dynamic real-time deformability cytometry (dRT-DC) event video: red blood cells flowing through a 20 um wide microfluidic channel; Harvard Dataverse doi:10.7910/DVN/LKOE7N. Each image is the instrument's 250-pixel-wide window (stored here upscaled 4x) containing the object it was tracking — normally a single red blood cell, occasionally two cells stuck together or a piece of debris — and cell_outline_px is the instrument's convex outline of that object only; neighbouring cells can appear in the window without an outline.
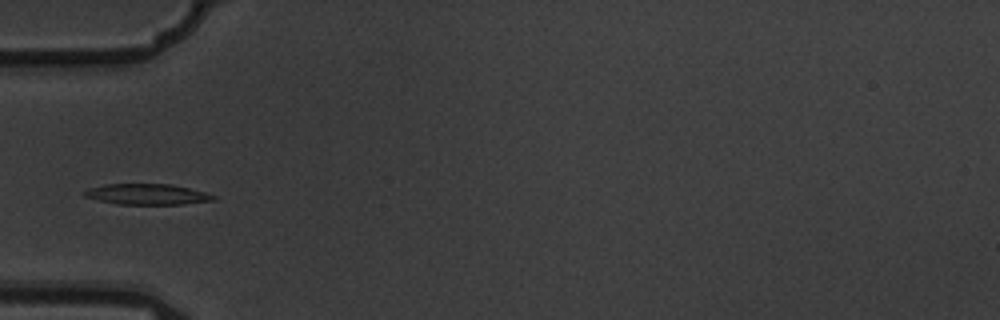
{"species": "common noctule bat (a hibernating species)", "species_latin": "Nyctalus noctula", "temperature_condition": "warm", "stored_images_in_passage": 7, "camera_frame_rate_fps": 3000, "um_per_image_px": 0.085, "animal": {"sex": "male", "body_mass_g": 19.5, "forearm_length_mm": 54.6}, "frame": {"image": 1, "passage_image": 4, "time_ms": 1.0, "image_size_px": [1000, 320], "cell_outline_px": [[216, 200], [180, 204], [116, 204], [84, 196], [80, 192], [88, 188], [104, 184], [172, 184], [204, 192], [216, 196]], "centroid_in_image_um": [12.46, 16.5], "position_along_channel_um": 72.5, "area_um2": 15.55}}
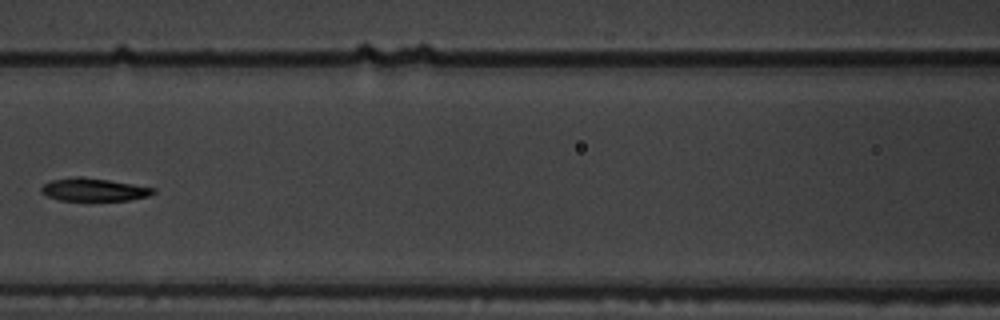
{"frame": {"image": 2, "passage_image": 6, "time_ms": 1.667, "image_size_px": [1000, 320], "cell_outline_px": [[156, 192], [148, 196], [128, 200], [60, 200], [48, 196], [40, 192], [40, 188], [44, 184], [52, 180], [76, 176], [80, 176], [108, 180], [156, 188]], "centroid_in_image_um": [7.97, 16.11], "position_along_channel_um": 158.6, "area_um2": 14.8}}
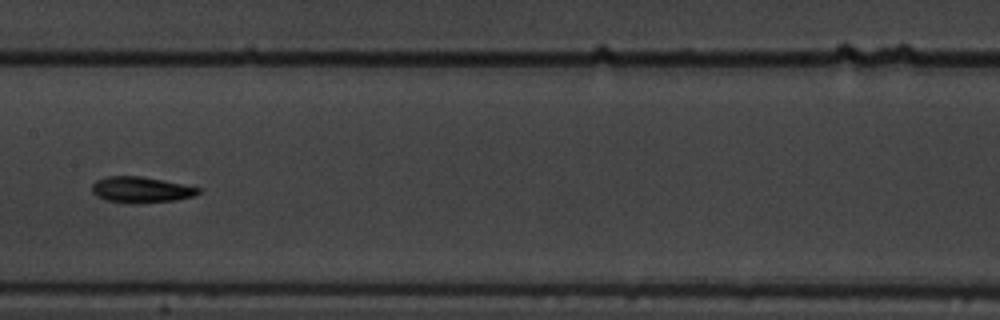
{"frame": {"image": 3, "passage_image": 7, "time_ms": 2.0, "image_size_px": [1000, 320], "cell_outline_px": [[204, 188], [200, 192], [192, 196], [176, 200], [140, 204], [132, 204], [104, 200], [96, 196], [92, 192], [92, 184], [96, 180], [108, 176], [140, 176]], "centroid_in_image_um": [11.98, 16.14], "position_along_channel_um": 195.4, "area_um2": 16.3}}